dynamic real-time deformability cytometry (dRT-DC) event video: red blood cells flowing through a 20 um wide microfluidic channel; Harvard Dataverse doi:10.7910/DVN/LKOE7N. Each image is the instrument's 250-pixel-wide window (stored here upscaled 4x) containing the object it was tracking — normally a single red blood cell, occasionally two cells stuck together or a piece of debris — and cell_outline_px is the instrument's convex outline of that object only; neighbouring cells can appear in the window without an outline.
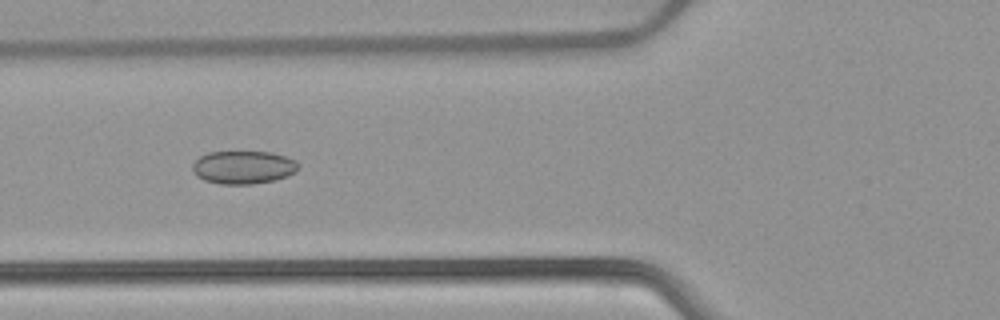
{"species": "common noctule bat (a hibernating species)", "species_latin": "Nyctalus noctula", "temperature_condition": "warm", "stored_images_in_passage": 35, "camera_frame_rate_fps": 3000, "um_per_image_px": 0.085, "animal": {"sex": "female", "body_mass_g": 22.7, "forearm_length_mm": 54.2}, "frame": {"image": 1, "passage_image": 6, "time_ms": 1.667, "image_size_px": [1000, 320], "cell_outline_px": [[300, 168], [284, 176], [272, 180], [252, 184], [220, 184], [204, 180], [196, 176], [192, 168], [192, 164], [200, 156], [208, 152], [272, 152], [296, 160], [300, 164]], "centroid_in_image_um": [20.66, 14.21], "position_along_channel_um": 105.1, "area_um2": 20.29}}
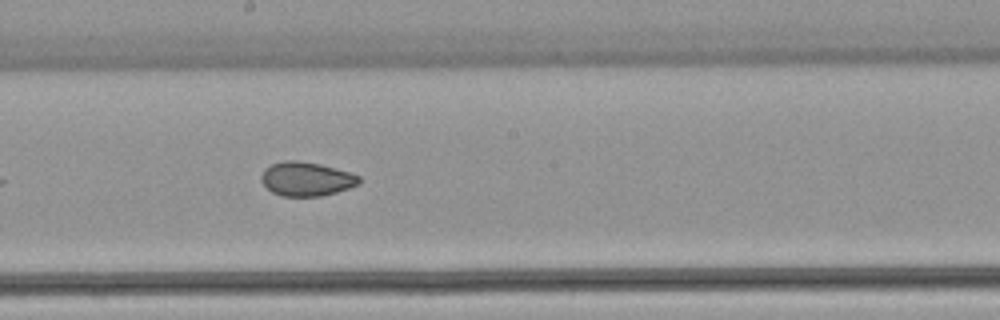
{"frame": {"image": 2, "passage_image": 15, "time_ms": 4.667, "image_size_px": [1000, 320], "cell_outline_px": [[360, 184], [336, 192], [320, 196], [280, 196], [272, 192], [260, 180], [260, 176], [264, 168], [272, 164], [284, 160], [296, 160], [320, 164], [348, 172], [360, 176]], "centroid_in_image_um": [26.01, 15.21], "position_along_channel_um": 222.2, "area_um2": 19.36}}
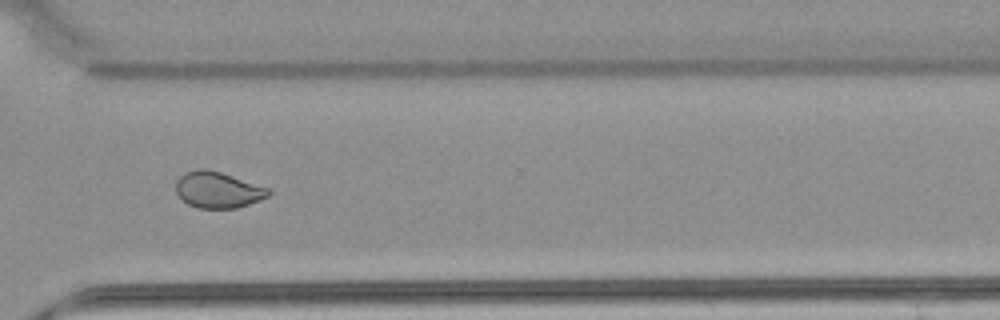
{"frame": {"image": 3, "passage_image": 25, "time_ms": 8.0, "image_size_px": [1000, 320], "cell_outline_px": [[272, 192], [268, 196], [248, 204], [236, 208], [200, 208], [188, 204], [176, 192], [176, 180], [180, 176], [188, 172], [200, 168], [204, 168], [220, 172], [268, 188]], "centroid_in_image_um": [18.51, 16.14], "position_along_channel_um": 352.1, "area_um2": 19.13}, "authors_computed_cell_mechanics": {"area_um2": 19.8832, "velocity_mm_per_s": 3.8967, "shape_relaxation_time_tau1_ms": null, "shape_relaxation_time_tau2_ms": 3.0879, "deformation_change_tau1": null, "deformation_change_tau2": 0.07}}